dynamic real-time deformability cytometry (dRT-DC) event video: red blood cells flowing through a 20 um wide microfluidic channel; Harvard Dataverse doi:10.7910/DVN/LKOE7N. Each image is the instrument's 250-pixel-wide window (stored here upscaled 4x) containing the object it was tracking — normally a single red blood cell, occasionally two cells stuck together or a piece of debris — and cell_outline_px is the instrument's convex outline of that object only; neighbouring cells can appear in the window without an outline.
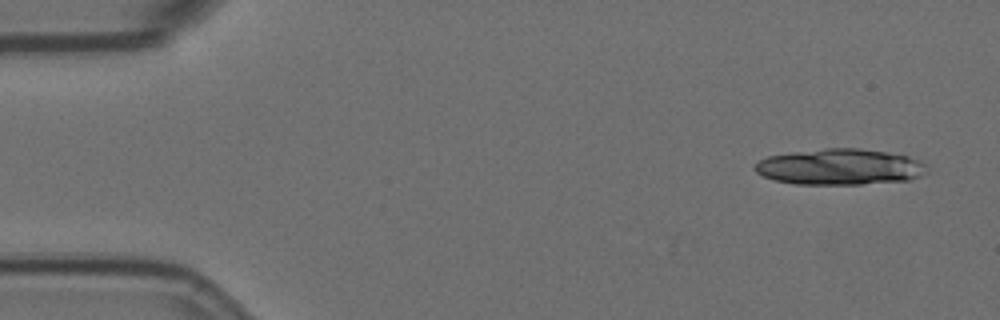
{"species": "Egyptian fruit bat (a non-hibernating species)", "species_latin": "Rousettus aegyptiacus", "temperature_condition": "room temperature", "stored_images_in_passage": 6, "camera_frame_rate_fps": 3000, "um_per_image_px": 0.085, "animal": {"sex": "female"}, "frame": {"image": 1, "passage_image": 1, "time_ms": 0.0, "image_size_px": [1000, 320], "cell_outline_px": [[928, 172], [920, 176], [908, 180], [860, 184], [796, 184], [776, 180], [764, 176], [756, 172], [752, 168], [760, 160], [768, 156], [792, 152], [824, 148], [860, 148], [888, 152], [908, 156], [924, 164]], "centroid_in_image_um": [71.38, 14.18], "position_along_channel_um": 13.6, "area_um2": 35.95}}
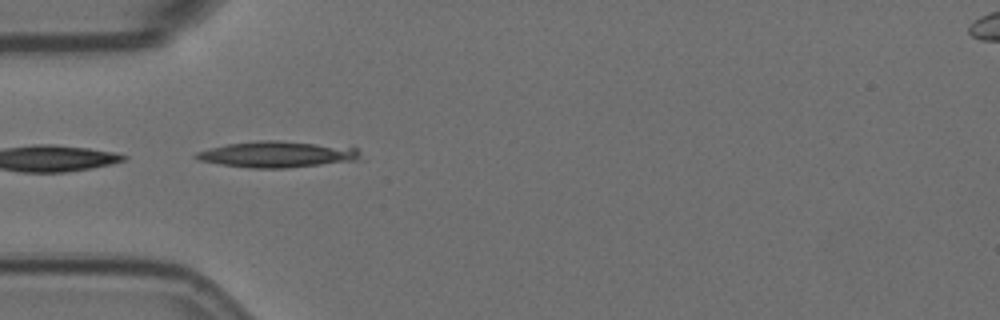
{"frame": {"image": 2, "passage_image": 5, "time_ms": 4.667, "image_size_px": [1000, 320], "cell_outline_px": [[364, 160], [288, 168], [248, 168], [220, 164], [200, 160], [192, 156], [196, 152], [208, 148], [228, 144], [260, 140], [280, 140], [356, 148], [360, 152]], "centroid_in_image_um": [23.59, 13.13], "position_along_channel_um": 61.4, "area_um2": 25.2}}